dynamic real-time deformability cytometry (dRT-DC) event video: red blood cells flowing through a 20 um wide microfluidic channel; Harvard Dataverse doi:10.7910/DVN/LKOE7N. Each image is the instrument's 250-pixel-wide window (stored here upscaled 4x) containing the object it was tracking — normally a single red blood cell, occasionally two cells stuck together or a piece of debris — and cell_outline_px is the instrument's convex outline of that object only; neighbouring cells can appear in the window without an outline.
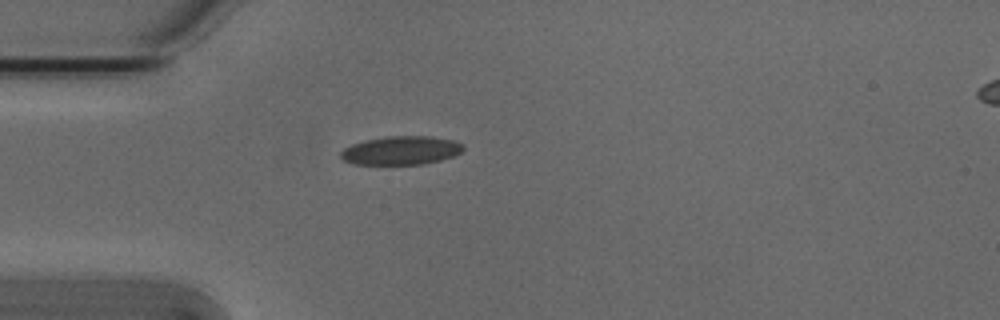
{"species": "Egyptian fruit bat (a non-hibernating species)", "species_latin": "Rousettus aegyptiacus", "temperature_condition": "cold", "stored_images_in_passage": 1, "camera_frame_rate_fps": 3000, "um_per_image_px": 0.085, "animal": {"sex": "male"}, "frame": {"image": 1, "passage_image": 1, "time_ms": 0.0, "image_size_px": [1000, 320], "cell_outline_px": [[464, 148], [460, 152], [452, 156], [440, 160], [424, 164], [352, 164], [344, 160], [340, 156], [340, 152], [344, 148], [352, 144], [364, 140], [388, 136], [432, 136], [452, 140], [464, 144]], "centroid_in_image_um": [34.08, 12.78], "position_along_channel_um": 50.9, "area_um2": 20.4}}